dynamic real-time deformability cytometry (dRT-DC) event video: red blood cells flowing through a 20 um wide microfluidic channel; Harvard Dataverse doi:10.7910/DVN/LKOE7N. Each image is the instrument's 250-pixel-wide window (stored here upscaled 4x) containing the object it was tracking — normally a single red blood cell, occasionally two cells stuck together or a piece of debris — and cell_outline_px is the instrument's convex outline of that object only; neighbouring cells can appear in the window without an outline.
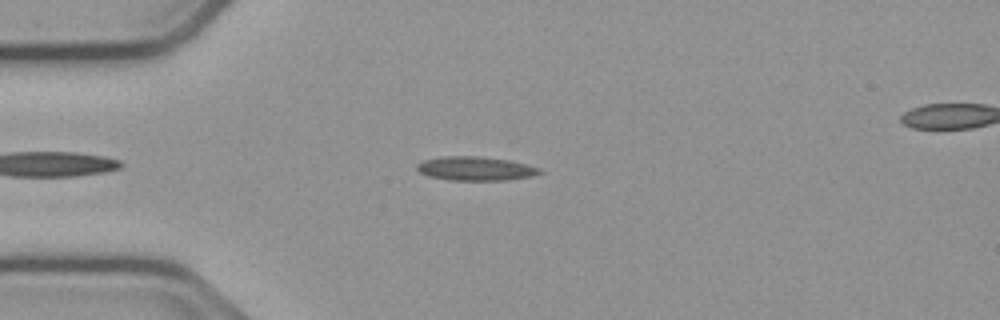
{"species": "common noctule bat (a hibernating species)", "species_latin": "Nyctalus noctula", "temperature_condition": "cold", "stored_images_in_passage": 50, "camera_frame_rate_fps": 3000, "um_per_image_px": 0.085, "animal": {"sex": "male", "body_mass_g": 23.1, "forearm_length_mm": 52.7}, "frame": {"image": 1, "passage_image": 9, "time_ms": 2.667, "image_size_px": [1000, 320], "cell_outline_px": [[544, 172], [532, 176], [508, 180], [448, 180], [428, 176], [420, 172], [416, 168], [416, 164], [424, 160], [444, 156], [480, 156], [508, 160], [528, 164], [540, 168]], "centroid_in_image_um": [40.44, 14.33], "position_along_channel_um": 44.6, "area_um2": 17.22}}
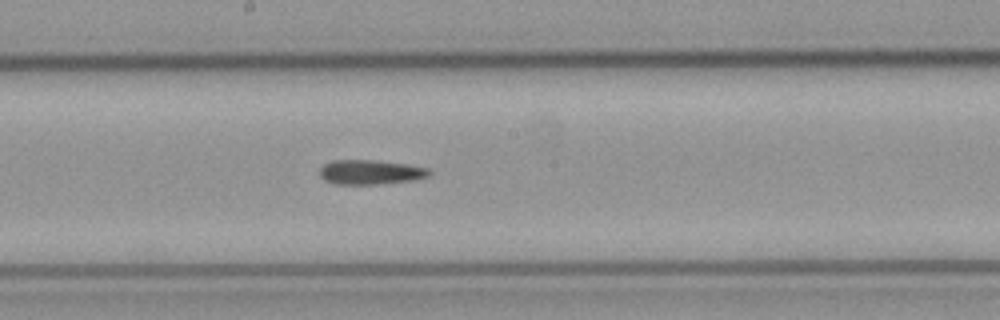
{"frame": {"image": 2, "passage_image": 24, "time_ms": 7.667, "image_size_px": [1000, 320], "cell_outline_px": [[432, 172], [428, 176], [412, 180], [376, 184], [336, 184], [324, 180], [320, 176], [320, 168], [324, 164], [332, 160], [376, 160], [408, 164], [428, 168]], "centroid_in_image_um": [31.48, 14.62], "position_along_channel_um": 216.7, "area_um2": 15.66}}
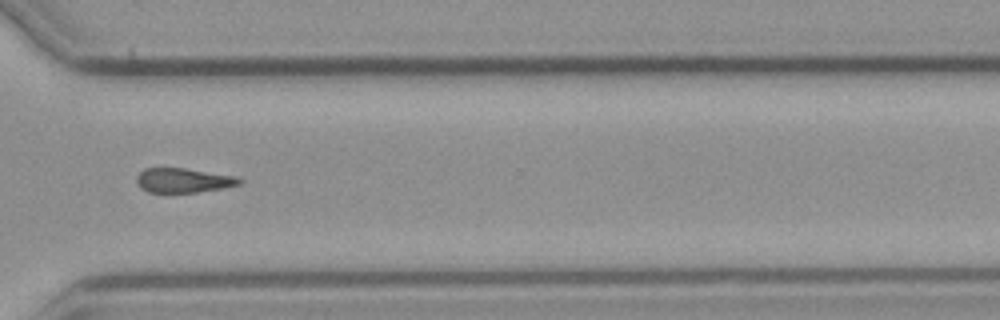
{"frame": {"image": 3, "passage_image": 35, "time_ms": 11.333, "image_size_px": [1000, 320], "cell_outline_px": [[244, 180], [240, 184], [224, 188], [196, 192], [148, 192], [140, 188], [136, 184], [136, 176], [144, 168], [184, 168], [236, 176]], "centroid_in_image_um": [15.57, 15.33], "position_along_channel_um": 355.0, "area_um2": 14.74}}